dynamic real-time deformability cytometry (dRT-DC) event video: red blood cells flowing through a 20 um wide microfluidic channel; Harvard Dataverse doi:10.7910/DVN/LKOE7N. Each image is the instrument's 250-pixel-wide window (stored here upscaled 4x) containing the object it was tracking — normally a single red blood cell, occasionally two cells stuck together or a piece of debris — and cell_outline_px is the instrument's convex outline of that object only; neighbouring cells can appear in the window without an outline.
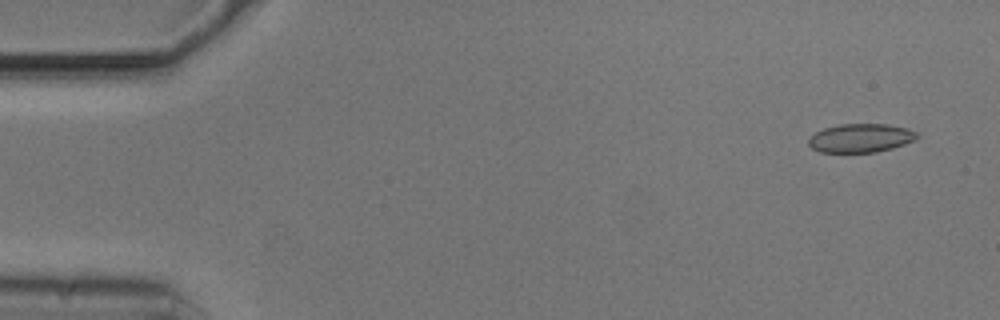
{"species": "common noctule bat (a hibernating species)", "species_latin": "Nyctalus noctula", "temperature_condition": "cold", "stored_images_in_passage": 6, "camera_frame_rate_fps": 3000, "um_per_image_px": 0.085, "animal": {"sex": "male", "body_mass_g": 20.5, "forearm_length_mm": 52.5}, "frame": {"image": 1, "passage_image": 1, "time_ms": 0.0, "image_size_px": [1000, 320], "cell_outline_px": [[920, 136], [916, 140], [892, 148], [876, 152], [820, 152], [812, 148], [808, 144], [808, 136], [824, 128], [840, 124], [884, 124], [908, 128], [916, 132]], "centroid_in_image_um": [73.15, 11.73], "position_along_channel_um": 11.8, "area_um2": 18.21}}